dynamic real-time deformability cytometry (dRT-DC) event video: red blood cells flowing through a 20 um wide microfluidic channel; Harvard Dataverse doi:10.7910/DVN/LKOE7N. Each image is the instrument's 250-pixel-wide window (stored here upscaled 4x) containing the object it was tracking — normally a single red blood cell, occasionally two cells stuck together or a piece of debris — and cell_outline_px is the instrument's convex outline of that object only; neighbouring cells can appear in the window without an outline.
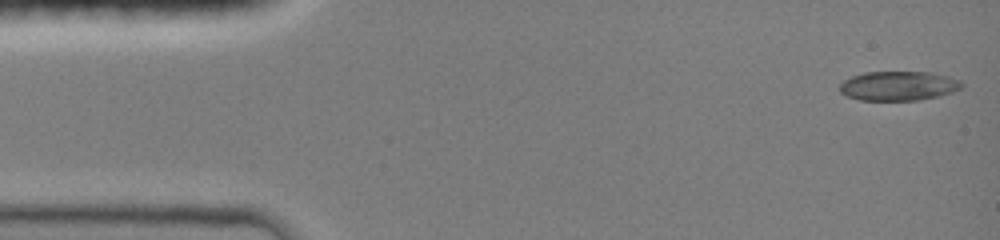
{"species": "common noctule bat (a hibernating species)", "species_latin": "Nyctalus noctula", "temperature_condition": "room temperature", "stored_images_in_passage": 17, "camera_frame_rate_fps": 3000, "um_per_image_px": 0.085, "animal": {"sex": "female", "body_mass_g": 19.0, "forearm_length_mm": 51.5}, "frame": {"image": 1, "passage_image": 1, "time_ms": 0.0, "image_size_px": [1000, 240], "cell_outline_px": [[964, 84], [960, 88], [952, 92], [940, 96], [916, 100], [860, 100], [848, 96], [840, 92], [840, 84], [844, 80], [852, 76], [864, 72], [932, 72], [948, 76], [960, 80]], "centroid_in_image_um": [76.38, 7.29], "position_along_channel_um": 8.6, "area_um2": 20.87}}
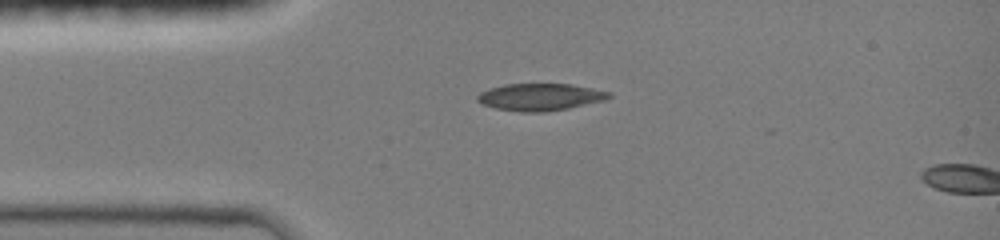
{"frame": {"image": 2, "passage_image": 14, "time_ms": 3.0, "image_size_px": [1000, 240], "cell_outline_px": [[612, 96], [604, 100], [568, 108], [544, 112], [520, 112], [496, 108], [484, 104], [476, 100], [476, 96], [480, 92], [504, 84], [568, 84], [592, 88], [612, 92]], "centroid_in_image_um": [45.92, 8.24], "position_along_channel_um": 39.1, "area_um2": 20.63}}